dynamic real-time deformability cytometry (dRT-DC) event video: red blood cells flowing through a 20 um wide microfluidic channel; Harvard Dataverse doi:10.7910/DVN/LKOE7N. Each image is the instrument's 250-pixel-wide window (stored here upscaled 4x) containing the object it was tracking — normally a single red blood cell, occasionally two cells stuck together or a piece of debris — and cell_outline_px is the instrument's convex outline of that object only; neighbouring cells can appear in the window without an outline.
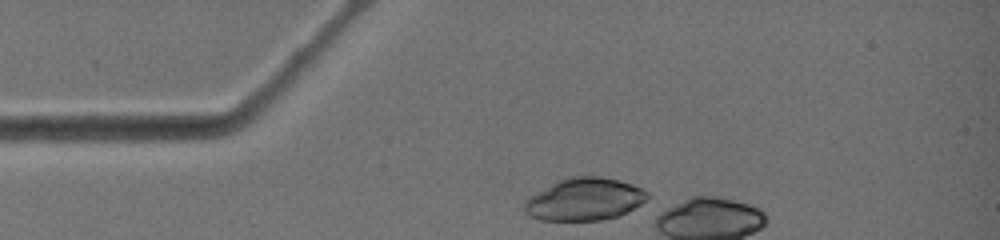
{"species": "common noctule bat (a hibernating species)", "species_latin": "Nyctalus noctula", "temperature_condition": "warm", "stored_images_in_passage": 1, "camera_frame_rate_fps": 3000, "um_per_image_px": 0.085, "animal": {"sex": "female", "body_mass_g": 19.0, "forearm_length_mm": 51.5}, "frame": {"image": 1, "passage_image": 1, "time_ms": 0.0, "image_size_px": [1000, 240], "cell_outline_px": [[652, 196], [640, 204], [620, 216], [604, 220], [540, 220], [528, 216], [520, 208], [524, 200], [528, 196], [568, 176], [600, 176], [620, 180], [632, 184], [648, 192]], "centroid_in_image_um": [49.65, 16.94], "position_along_channel_um": 35.4, "area_um2": 30.87}}